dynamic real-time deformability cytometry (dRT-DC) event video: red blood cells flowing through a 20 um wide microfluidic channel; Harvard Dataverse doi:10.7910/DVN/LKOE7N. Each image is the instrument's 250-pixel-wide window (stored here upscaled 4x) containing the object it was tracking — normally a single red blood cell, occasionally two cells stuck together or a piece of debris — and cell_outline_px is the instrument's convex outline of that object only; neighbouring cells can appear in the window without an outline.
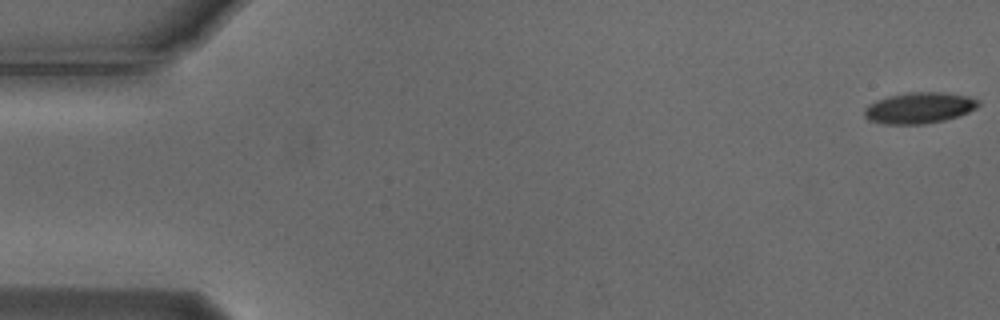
{"species": "Egyptian fruit bat (a non-hibernating species)", "species_latin": "Rousettus aegyptiacus", "temperature_condition": "cold", "stored_images_in_passage": 52, "camera_frame_rate_fps": 3000, "um_per_image_px": 0.085, "animal": {"sex": "male"}, "frame": {"image": 1, "passage_image": 1, "time_ms": 0.0, "image_size_px": [1000, 320], "cell_outline_px": [[980, 104], [976, 108], [968, 112], [944, 120], [924, 124], [888, 124], [872, 120], [864, 116], [864, 108], [868, 104], [876, 100], [888, 96], [908, 92], [940, 92], [968, 96], [980, 100]], "centroid_in_image_um": [78.14, 9.16], "position_along_channel_um": 6.9, "area_um2": 20.52}}
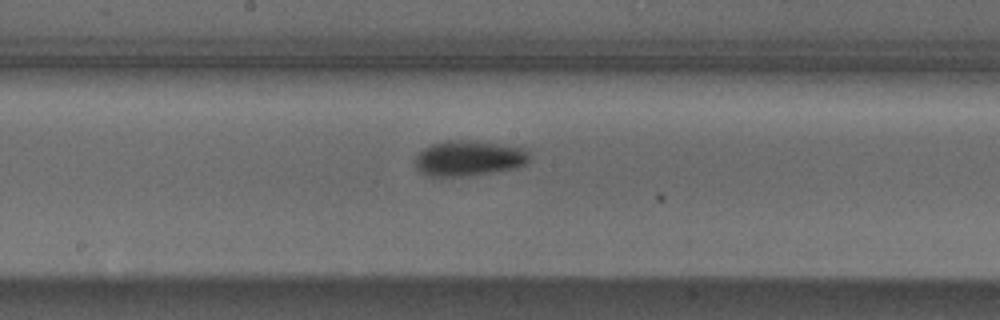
{"frame": {"image": 2, "passage_image": 29, "time_ms": 9.333, "image_size_px": [1000, 320], "cell_outline_px": [[532, 160], [524, 164], [512, 168], [492, 172], [464, 176], [428, 176], [420, 172], [416, 168], [416, 156], [424, 148], [432, 144], [444, 140], [468, 140], [532, 148]], "centroid_in_image_um": [39.92, 13.43], "position_along_channel_um": 208.3, "area_um2": 23.87}}
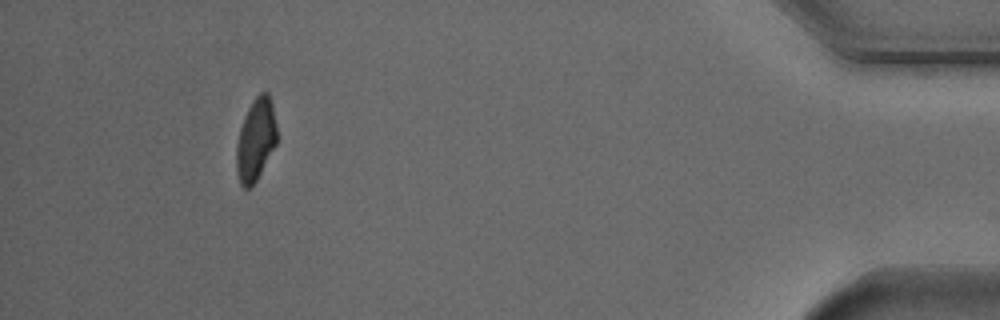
{"frame": {"image": 3, "passage_image": 51, "time_ms": 16.667, "image_size_px": [1000, 320], "cell_outline_px": [[276, 144], [256, 180], [248, 188], [244, 188], [240, 184], [236, 172], [236, 148], [240, 128], [244, 116], [248, 108], [256, 96], [260, 92], [268, 92], [272, 104], [276, 124]], "centroid_in_image_um": [21.72, 11.86], "position_along_channel_um": 413.5, "area_um2": 19.19}, "authors_computed_cell_mechanics": {"area_um2": 21.5883, "velocity_mm_per_s": 3.7232, "shape_relaxation_time_tau1_ms": 5.5719, "shape_relaxation_time_tau2_ms": 10.9866, "deformation_change_tau1": 0.1486, "deformation_change_tau2": 0.151}}